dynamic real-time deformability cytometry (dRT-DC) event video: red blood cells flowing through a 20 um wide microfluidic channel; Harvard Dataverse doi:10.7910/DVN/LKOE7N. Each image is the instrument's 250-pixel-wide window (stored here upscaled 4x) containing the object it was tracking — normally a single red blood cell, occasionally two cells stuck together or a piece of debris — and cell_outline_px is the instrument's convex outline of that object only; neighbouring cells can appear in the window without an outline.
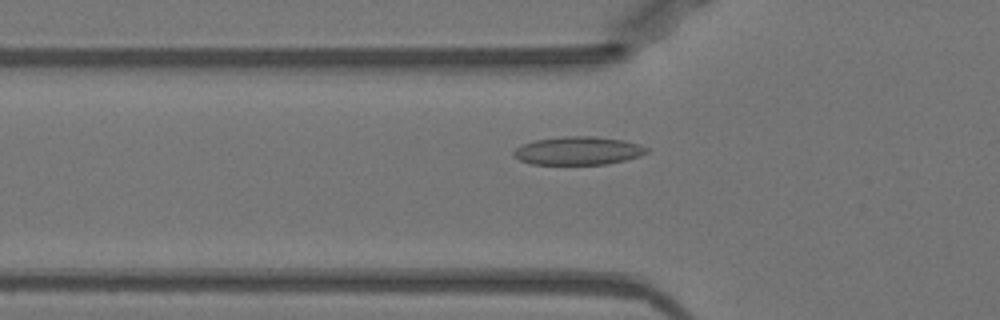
{"species": "Egyptian fruit bat (a non-hibernating species)", "species_latin": "Rousettus aegyptiacus", "temperature_condition": "warm", "stored_images_in_passage": 52, "camera_frame_rate_fps": 3000, "um_per_image_px": 0.085, "animal": {"sex": "female"}, "frame": {"image": 1, "passage_image": 18, "time_ms": 5.667, "image_size_px": [1000, 320], "cell_outline_px": [[648, 152], [640, 156], [608, 164], [532, 164], [520, 160], [512, 156], [512, 152], [516, 148], [524, 144], [536, 140], [564, 136], [596, 136], [624, 140], [640, 144], [648, 148]], "centroid_in_image_um": [49.16, 12.81], "position_along_channel_um": 76.6, "area_um2": 21.91}}
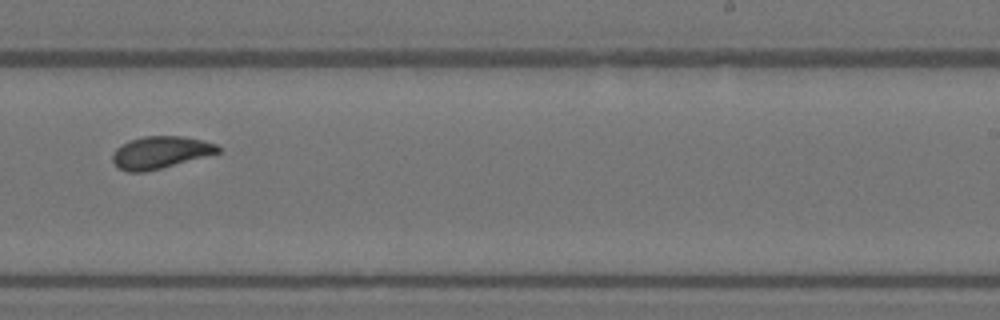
{"frame": {"image": 2, "passage_image": 33, "time_ms": 10.667, "image_size_px": [1000, 320], "cell_outline_px": [[220, 152], [160, 168], [144, 172], [128, 172], [120, 168], [112, 160], [112, 156], [116, 148], [128, 140], [144, 136], [180, 136], [200, 140], [216, 144], [220, 148]], "centroid_in_image_um": [13.59, 12.94], "position_along_channel_um": 275.4, "area_um2": 19.42}}
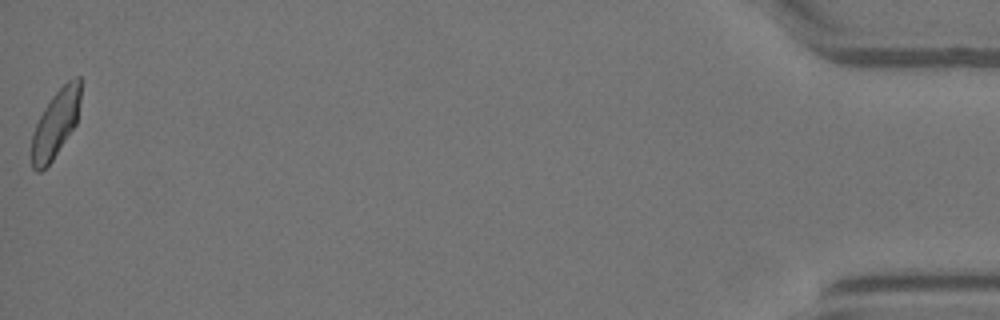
{"frame": {"image": 3, "passage_image": 52, "time_ms": 17.0, "image_size_px": [1000, 320], "cell_outline_px": [[80, 100], [76, 124], [52, 160], [40, 172], [36, 172], [32, 168], [32, 132], [44, 108], [52, 96], [68, 80], [76, 76], [80, 76]], "centroid_in_image_um": [4.72, 10.51], "position_along_channel_um": 430.5, "area_um2": 18.96}, "authors_computed_cell_mechanics": {"area_um2": 20.1433, "velocity_mm_per_s": 3.9583, "shape_relaxation_time_tau1_ms": 3.8122, "shape_relaxation_time_tau2_ms": 1.0033, "deformation_change_tau1": 0.1224, "deformation_change_tau2": 0.0649}}